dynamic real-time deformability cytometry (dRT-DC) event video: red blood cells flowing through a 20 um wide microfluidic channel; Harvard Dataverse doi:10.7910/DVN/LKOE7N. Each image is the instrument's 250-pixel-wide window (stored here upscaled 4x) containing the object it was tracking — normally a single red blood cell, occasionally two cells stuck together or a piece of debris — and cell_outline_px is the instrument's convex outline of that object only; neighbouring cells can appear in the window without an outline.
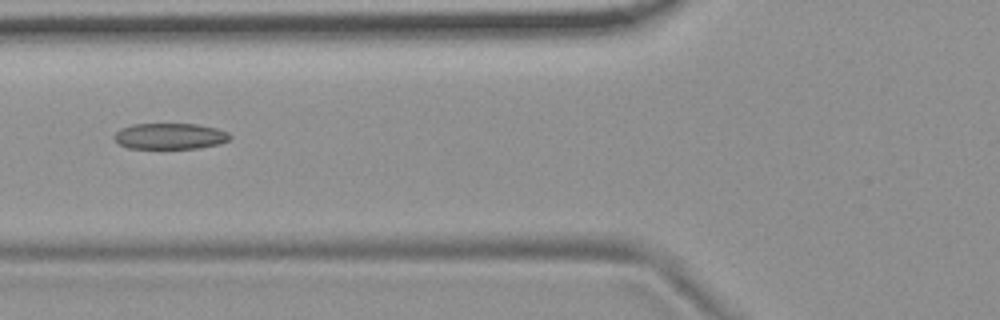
{"species": "common noctule bat (a hibernating species)", "species_latin": "Nyctalus noctula", "temperature_condition": "room temperature", "stored_images_in_passage": 9, "camera_frame_rate_fps": 3000, "um_per_image_px": 0.085, "animal": {"sex": "female", "body_mass_g": 19.9}, "frame": {"image": 1, "passage_image": 7, "time_ms": 6.667, "image_size_px": [1000, 320], "cell_outline_px": [[232, 136], [228, 140], [220, 144], [200, 148], [128, 148], [120, 144], [112, 136], [120, 128], [132, 124], [196, 124], [216, 128], [228, 132]], "centroid_in_image_um": [14.45, 11.57], "position_along_channel_um": 111.3, "area_um2": 17.57}}
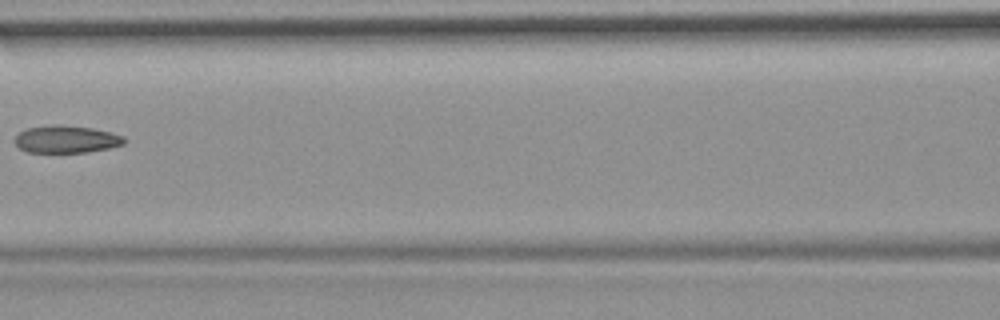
{"frame": {"image": 2, "passage_image": 8, "time_ms": 8.0, "image_size_px": [1000, 320], "cell_outline_px": [[124, 144], [108, 148], [88, 152], [28, 152], [20, 148], [16, 144], [16, 136], [20, 132], [28, 128], [56, 124], [60, 124], [92, 128], [112, 132], [124, 136]], "centroid_in_image_um": [5.66, 11.83], "position_along_channel_um": 160.9, "area_um2": 17.34}}